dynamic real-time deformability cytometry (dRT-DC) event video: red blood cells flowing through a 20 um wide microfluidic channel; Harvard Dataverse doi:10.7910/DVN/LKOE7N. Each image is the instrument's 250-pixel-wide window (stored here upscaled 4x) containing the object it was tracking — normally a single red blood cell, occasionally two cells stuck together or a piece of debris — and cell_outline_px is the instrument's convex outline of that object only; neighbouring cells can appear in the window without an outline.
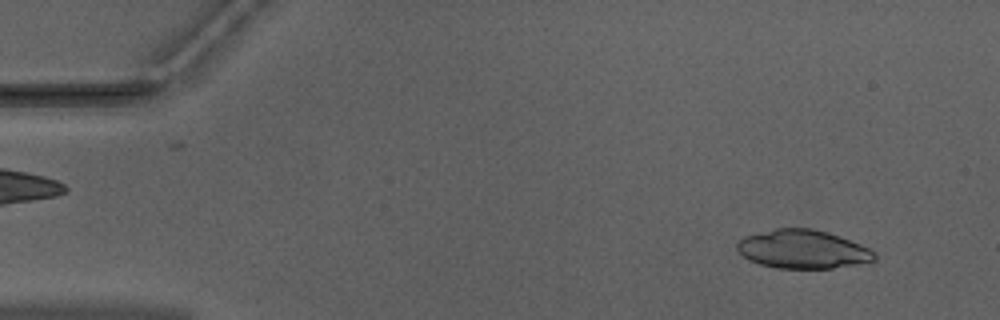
{"species": "Egyptian fruit bat (a non-hibernating species)", "species_latin": "Rousettus aegyptiacus", "temperature_condition": "warm", "stored_images_in_passage": 50, "camera_frame_rate_fps": 3000, "um_per_image_px": 0.085, "animal": {"sex": "male"}, "frame": {"image": 1, "passage_image": 4, "time_ms": 1.0, "image_size_px": [1000, 320], "cell_outline_px": [[876, 260], [856, 264], [832, 268], [776, 268], [760, 264], [748, 260], [736, 248], [736, 244], [744, 236], [776, 228], [812, 228], [828, 232], [840, 236], [860, 244], [876, 252]], "centroid_in_image_um": [68.23, 21.18], "position_along_channel_um": 16.8, "area_um2": 30.87}}